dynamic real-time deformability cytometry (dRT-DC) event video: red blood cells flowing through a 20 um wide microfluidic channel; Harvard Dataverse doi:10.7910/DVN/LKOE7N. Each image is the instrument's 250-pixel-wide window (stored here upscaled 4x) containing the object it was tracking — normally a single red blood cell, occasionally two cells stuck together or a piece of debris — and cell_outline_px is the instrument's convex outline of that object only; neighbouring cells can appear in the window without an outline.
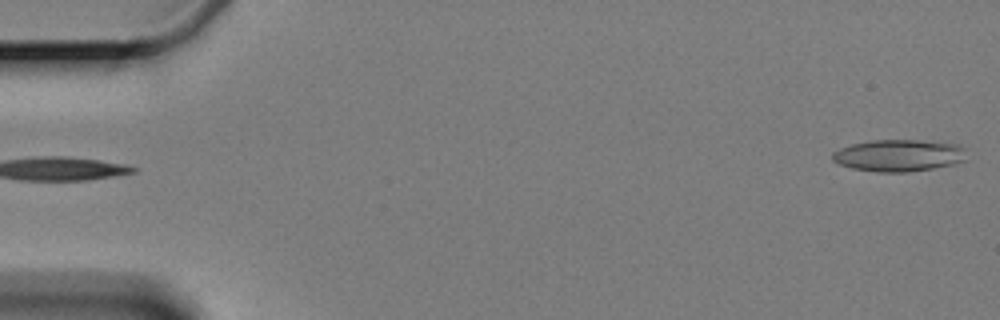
{"species": "Egyptian fruit bat (a non-hibernating species)", "species_latin": "Rousettus aegyptiacus", "temperature_condition": "cold", "stored_images_in_passage": 5, "segment_of_instrument_passage": [2, 2], "camera_frame_rate_fps": 3000, "um_per_image_px": 0.085, "animal": {"sex": "female"}, "frame": {"image": 1, "passage_image": 5, "time_ms": 4.667, "image_size_px": [1000, 320], "cell_outline_px": [[968, 160], [956, 164], [908, 172], [880, 172], [852, 168], [840, 164], [832, 160], [832, 152], [840, 148], [852, 144], [872, 140], [916, 140], [956, 144], [964, 148]], "centroid_in_image_um": [76.42, 13.21], "position_along_channel_um": 8.6, "area_um2": 24.97}}